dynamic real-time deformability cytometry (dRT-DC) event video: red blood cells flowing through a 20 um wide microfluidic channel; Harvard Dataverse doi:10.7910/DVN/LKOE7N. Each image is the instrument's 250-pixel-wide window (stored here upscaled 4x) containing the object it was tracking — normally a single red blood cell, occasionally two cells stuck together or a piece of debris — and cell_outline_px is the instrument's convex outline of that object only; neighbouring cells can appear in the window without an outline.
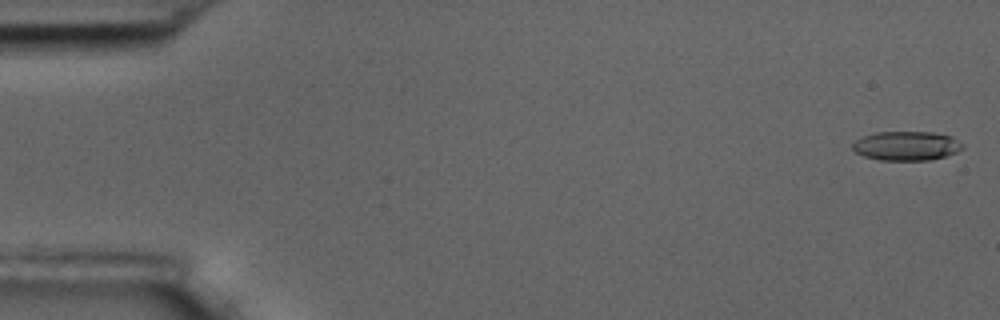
{"species": "common noctule bat (a hibernating species)", "species_latin": "Nyctalus noctula", "temperature_condition": "room temperature", "stored_images_in_passage": 57, "camera_frame_rate_fps": 3000, "um_per_image_px": 0.085, "animal": {"sex": "male", "body_mass_g": 17.5, "forearm_length_mm": 52.3}, "frame": {"image": 1, "passage_image": 2, "time_ms": 0.333, "image_size_px": [1000, 320], "cell_outline_px": [[964, 148], [956, 152], [944, 156], [928, 160], [880, 160], [864, 156], [856, 152], [852, 148], [852, 144], [856, 140], [864, 136], [876, 132], [932, 132], [952, 136], [964, 144]], "centroid_in_image_um": [77.07, 12.39], "position_along_channel_um": 7.9, "area_um2": 18.67}}
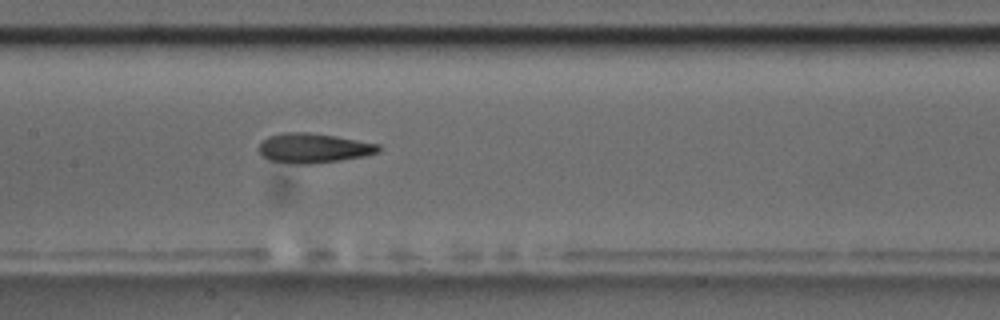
{"frame": {"image": 2, "passage_image": 28, "time_ms": 9.0, "image_size_px": [1000, 320], "cell_outline_px": [[380, 148], [376, 152], [364, 156], [340, 160], [312, 164], [296, 164], [268, 160], [260, 156], [256, 148], [268, 136], [284, 132], [308, 132], [336, 136], [380, 144]], "centroid_in_image_um": [26.58, 12.59], "position_along_channel_um": 180.8, "area_um2": 20.81}}
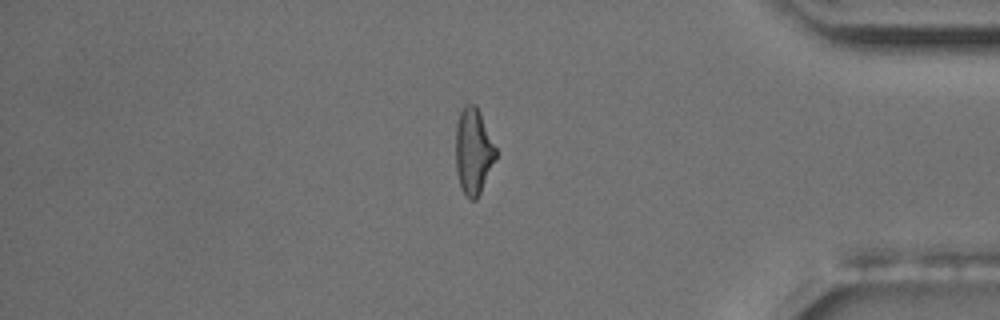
{"frame": {"image": 3, "passage_image": 48, "time_ms": 15.667, "image_size_px": [1000, 320], "cell_outline_px": [[496, 156], [480, 192], [476, 200], [468, 200], [460, 188], [456, 172], [456, 124], [460, 112], [464, 104], [476, 104], [480, 112], [496, 148]], "centroid_in_image_um": [40.21, 12.86], "position_along_channel_um": 395.0, "area_um2": 20.06}, "authors_computed_cell_mechanics": {"area_um2": 20.23, "velocity_mm_per_s": 3.6326, "shape_relaxation_time_tau1_ms": 6.366, "shape_relaxation_time_tau2_ms": 2.9189, "deformation_change_tau1": 0.2082, "deformation_change_tau2": 0.1279}}